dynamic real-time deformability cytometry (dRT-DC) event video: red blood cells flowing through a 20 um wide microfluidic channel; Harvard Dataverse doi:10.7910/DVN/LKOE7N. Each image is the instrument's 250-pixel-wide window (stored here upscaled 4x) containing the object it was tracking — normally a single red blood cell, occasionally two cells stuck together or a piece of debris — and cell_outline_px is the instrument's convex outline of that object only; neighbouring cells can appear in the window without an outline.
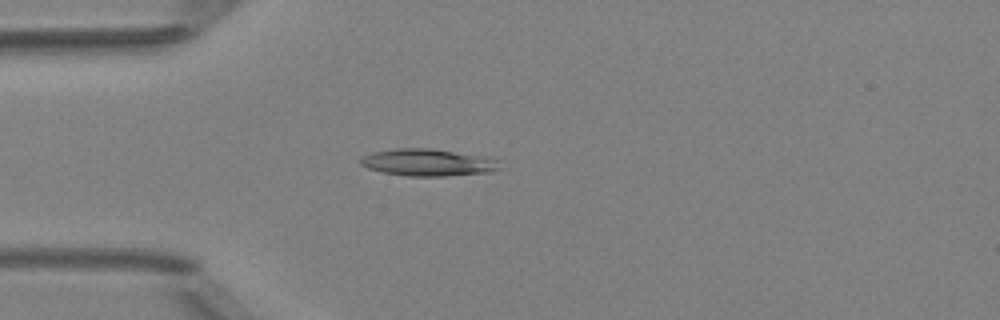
{"species": "Egyptian fruit bat (a non-hibernating species)", "species_latin": "Rousettus aegyptiacus", "temperature_condition": "room temperature", "stored_images_in_passage": 3, "camera_frame_rate_fps": 3000, "um_per_image_px": 0.085, "animal": {"sex": "female"}, "frame": {"image": 1, "passage_image": 3, "time_ms": 2.0, "image_size_px": [1000, 320], "cell_outline_px": [[500, 168], [492, 172], [444, 176], [408, 176], [384, 172], [368, 168], [360, 164], [360, 156], [372, 152], [396, 148], [428, 148], [480, 156], [496, 160]], "centroid_in_image_um": [36.3, 13.81], "position_along_channel_um": 48.7, "area_um2": 21.68}}